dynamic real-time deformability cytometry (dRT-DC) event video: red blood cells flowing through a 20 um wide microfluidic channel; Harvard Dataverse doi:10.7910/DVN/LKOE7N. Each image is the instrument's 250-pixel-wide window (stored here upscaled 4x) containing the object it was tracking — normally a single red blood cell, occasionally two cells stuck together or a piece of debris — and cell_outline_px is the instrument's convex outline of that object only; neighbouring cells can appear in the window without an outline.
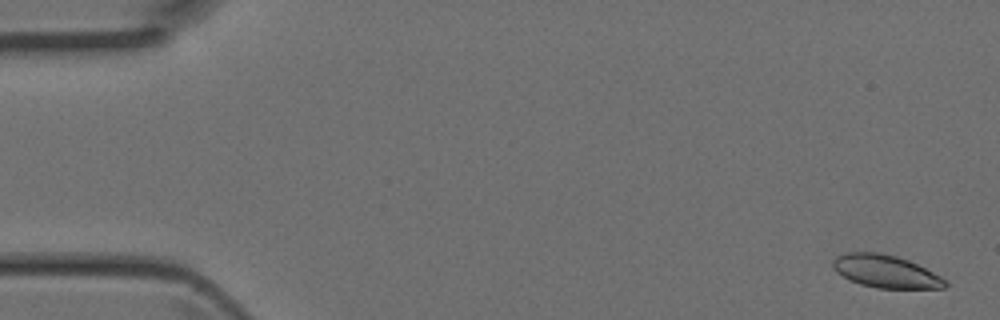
{"species": "Egyptian fruit bat (a non-hibernating species)", "species_latin": "Rousettus aegyptiacus", "temperature_condition": "room temperature", "stored_images_in_passage": 4, "camera_frame_rate_fps": 3000, "um_per_image_px": 0.085, "animal": {"sex": "female"}, "frame": {"image": 1, "passage_image": 1, "time_ms": 0.0, "image_size_px": [1000, 320], "cell_outline_px": [[948, 284], [944, 288], [876, 288], [860, 284], [836, 272], [832, 268], [832, 260], [836, 256], [844, 252], [880, 252], [896, 256], [908, 260], [948, 280]], "centroid_in_image_um": [75.25, 23.06], "position_along_channel_um": 9.7, "area_um2": 21.39}}
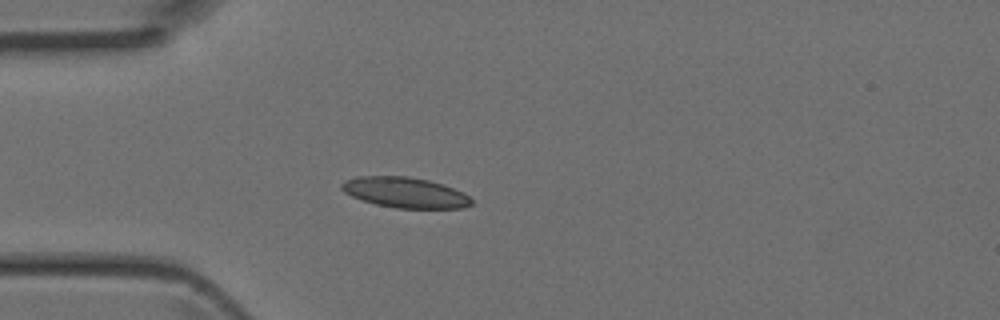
{"frame": {"image": 2, "passage_image": 4, "time_ms": 1.0, "image_size_px": [1000, 320], "cell_outline_px": [[472, 204], [464, 208], [396, 208], [376, 204], [352, 196], [344, 192], [340, 188], [340, 184], [344, 180], [356, 176], [408, 176], [428, 180], [444, 184], [464, 192], [472, 200]], "centroid_in_image_um": [34.43, 16.35], "position_along_channel_um": 50.6, "area_um2": 23.18}}